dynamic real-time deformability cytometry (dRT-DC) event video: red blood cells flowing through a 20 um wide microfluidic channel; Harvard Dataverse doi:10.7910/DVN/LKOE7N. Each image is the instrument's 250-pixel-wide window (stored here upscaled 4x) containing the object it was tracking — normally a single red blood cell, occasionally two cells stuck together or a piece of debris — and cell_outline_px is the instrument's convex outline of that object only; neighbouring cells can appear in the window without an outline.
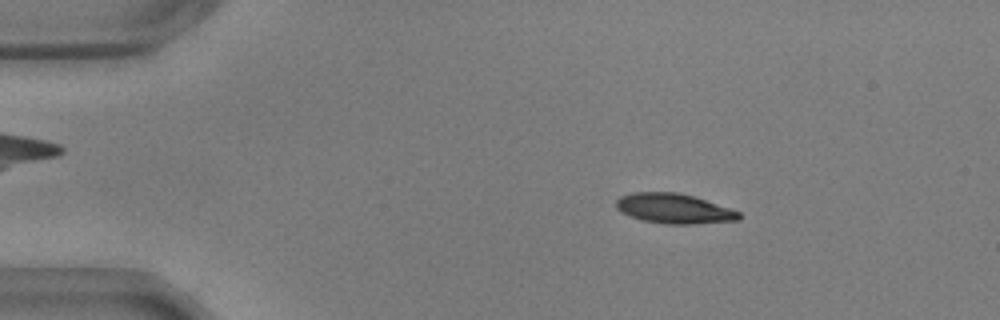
{"species": "common noctule bat (a hibernating species)", "species_latin": "Nyctalus noctula", "temperature_condition": "warm", "stored_images_in_passage": 55, "camera_frame_rate_fps": 3000, "um_per_image_px": 0.085, "animal": {"sex": "male", "body_mass_g": 17.9, "forearm_length_mm": 54.2}, "frame": {"image": 1, "passage_image": 9, "time_ms": 2.667, "image_size_px": [1000, 320], "cell_outline_px": [[740, 220], [696, 224], [664, 224], [644, 220], [620, 212], [616, 208], [616, 200], [620, 196], [632, 192], [676, 192], [692, 196], [740, 212]], "centroid_in_image_um": [57.25, 17.73], "position_along_channel_um": 27.7, "area_um2": 21.21}}
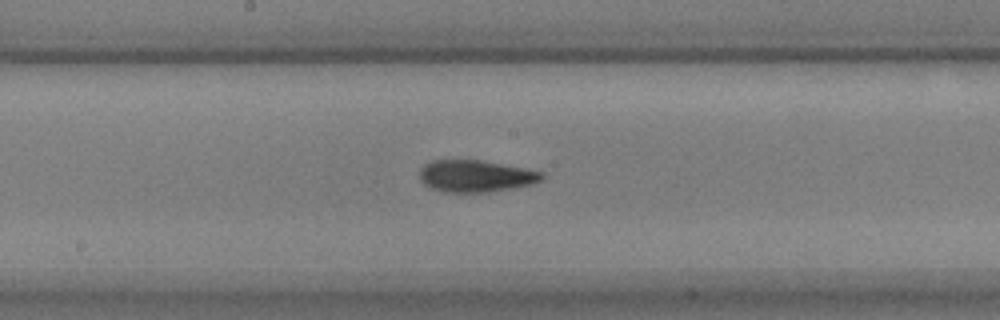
{"frame": {"image": 2, "passage_image": 29, "time_ms": 9.333, "image_size_px": [1000, 320], "cell_outline_px": [[544, 176], [540, 180], [532, 184], [512, 188], [488, 192], [444, 192], [428, 188], [420, 180], [420, 168], [424, 164], [432, 160], [480, 160], [524, 168], [544, 172]], "centroid_in_image_um": [40.39, 14.97], "position_along_channel_um": 207.8, "area_um2": 22.77}}
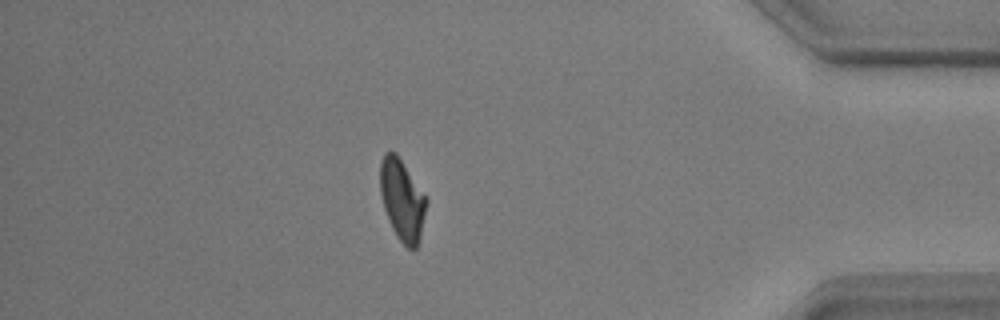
{"frame": {"image": 3, "passage_image": 48, "time_ms": 15.667, "image_size_px": [1000, 320], "cell_outline_px": [[428, 200], [420, 240], [416, 248], [408, 248], [396, 236], [388, 220], [380, 196], [380, 160], [384, 152], [396, 152]], "centroid_in_image_um": [34.17, 16.99], "position_along_channel_um": 401.0, "area_um2": 21.91}, "authors_computed_cell_mechanics": {"area_um2": 22.1374, "velocity_mm_per_s": 3.6401, "shape_relaxation_time_tau1_ms": 5.204, "shape_relaxation_time_tau2_ms": 2.2821, "deformation_change_tau1": 0.1786, "deformation_change_tau2": 0.0859}}